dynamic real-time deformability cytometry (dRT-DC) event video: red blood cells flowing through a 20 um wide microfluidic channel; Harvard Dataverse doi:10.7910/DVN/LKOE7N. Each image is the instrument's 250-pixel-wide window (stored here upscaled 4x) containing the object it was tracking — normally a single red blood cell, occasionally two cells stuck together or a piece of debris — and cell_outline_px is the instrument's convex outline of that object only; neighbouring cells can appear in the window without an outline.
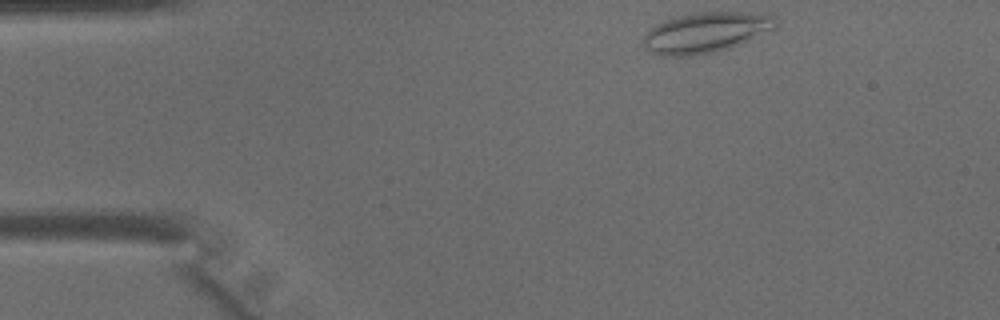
{"species": "common noctule bat (a hibernating species)", "species_latin": "Nyctalus noctula", "temperature_condition": "warm", "stored_images_in_passage": 38, "camera_frame_rate_fps": 3000, "um_per_image_px": 0.085, "animal": {"sex": "male", "body_mass_g": 15.6}, "frame": {"image": 1, "passage_image": 1, "time_ms": 0.0, "image_size_px": [1000, 320], "cell_outline_px": [[776, 28], [740, 44], [728, 48], [712, 52], [692, 56], [660, 56], [652, 52], [644, 44], [644, 36], [656, 24], [664, 20], [680, 16], [700, 12], [764, 12], [772, 16], [776, 20]], "centroid_in_image_um": [60.03, 2.75], "position_along_channel_um": 25.0, "area_um2": 30.92}}
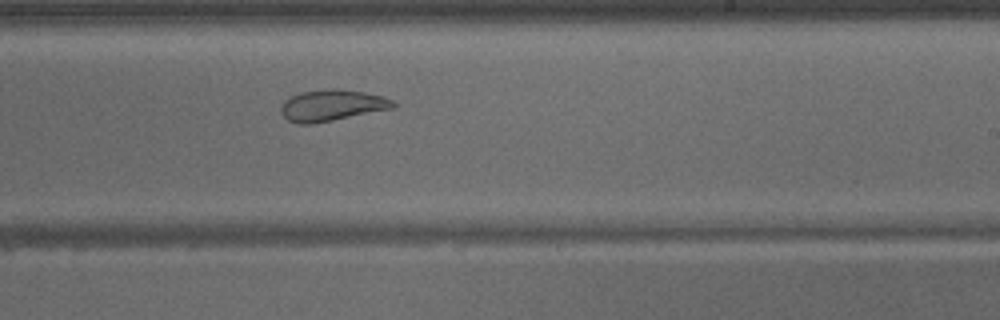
{"frame": {"image": 2, "passage_image": 21, "time_ms": 6.667, "image_size_px": [1000, 320], "cell_outline_px": [[396, 108], [332, 120], [308, 124], [300, 124], [288, 120], [280, 112], [280, 108], [284, 100], [300, 92], [328, 88], [332, 88], [364, 92], [384, 96], [392, 100], [396, 104]], "centroid_in_image_um": [28.23, 8.94], "position_along_channel_um": 260.8, "area_um2": 20.46}}
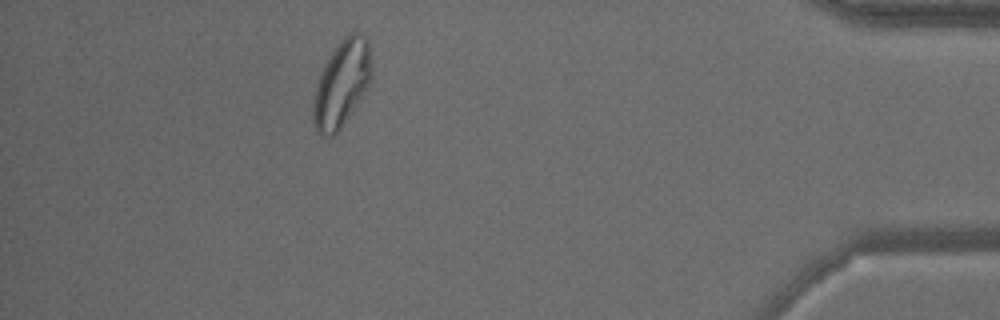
{"frame": {"image": 3, "passage_image": 34, "time_ms": 11.0, "image_size_px": [1000, 320], "cell_outline_px": [[372, 76], [368, 84], [348, 116], [340, 128], [332, 136], [320, 136], [316, 132], [312, 120], [312, 104], [316, 84], [336, 44], [348, 32], [360, 32], [368, 40], [372, 52]], "centroid_in_image_um": [29.04, 7.07], "position_along_channel_um": 406.2, "area_um2": 29.3}}